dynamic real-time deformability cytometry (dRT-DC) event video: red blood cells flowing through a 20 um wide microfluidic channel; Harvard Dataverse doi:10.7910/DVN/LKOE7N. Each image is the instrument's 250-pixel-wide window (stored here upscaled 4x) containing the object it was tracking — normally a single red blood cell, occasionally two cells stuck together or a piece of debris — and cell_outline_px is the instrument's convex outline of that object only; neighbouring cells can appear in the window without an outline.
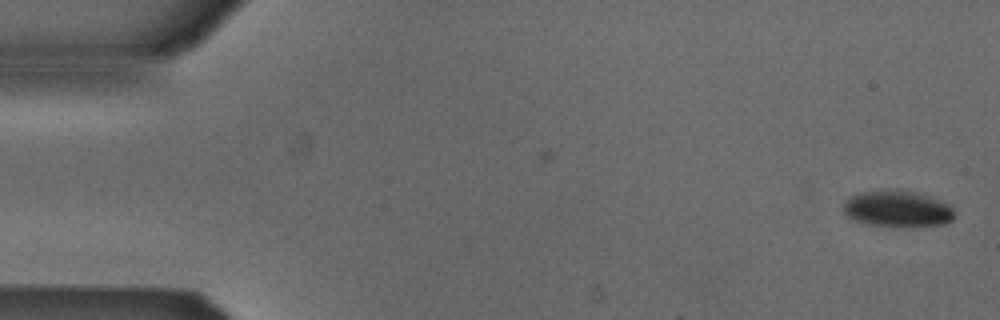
{"species": "Egyptian fruit bat (a non-hibernating species)", "species_latin": "Rousettus aegyptiacus", "temperature_condition": "cold", "stored_images_in_passage": 24, "camera_frame_rate_fps": 3000, "um_per_image_px": 0.085, "animal": {"sex": "male"}, "frame": {"image": 1, "passage_image": 1, "time_ms": 0.0, "image_size_px": [1000, 320], "cell_outline_px": [[952, 220], [944, 224], [912, 228], [892, 228], [868, 224], [856, 220], [848, 216], [844, 212], [844, 204], [856, 192], [888, 188], [896, 188], [916, 192], [932, 196], [948, 204], [952, 208]], "centroid_in_image_um": [76.29, 17.75], "position_along_channel_um": 8.7, "area_um2": 24.33}}
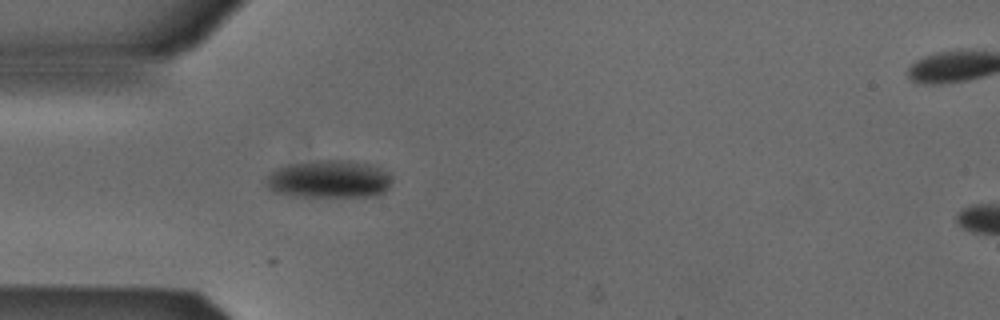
{"frame": {"image": 2, "passage_image": 15, "time_ms": 4.667, "image_size_px": [1000, 320], "cell_outline_px": [[392, 180], [388, 188], [384, 192], [376, 196], [296, 196], [272, 192], [268, 188], [268, 176], [276, 168], [288, 164], [316, 160], [352, 160], [376, 164], [388, 172], [392, 176]], "centroid_in_image_um": [28.04, 15.21], "position_along_channel_um": 57.0, "area_um2": 28.03}}